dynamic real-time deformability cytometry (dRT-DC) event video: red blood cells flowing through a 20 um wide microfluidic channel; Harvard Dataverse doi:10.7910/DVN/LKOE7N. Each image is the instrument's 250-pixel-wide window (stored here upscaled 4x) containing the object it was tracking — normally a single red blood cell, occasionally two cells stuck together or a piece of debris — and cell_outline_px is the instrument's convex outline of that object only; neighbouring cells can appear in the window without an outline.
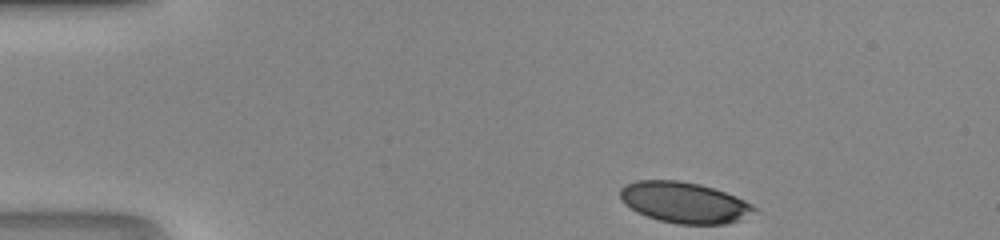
{"species": "human", "species_latin": "Homo sapiens", "temperature_condition": "room temperature", "stored_images_in_passage": 40, "camera_frame_rate_fps": 3000, "um_per_image_px": 0.085, "donor": {"sex": "male"}, "frame": {"image": 1, "passage_image": 1, "time_ms": 0.0, "image_size_px": [1000, 240], "cell_outline_px": [[760, 212], [728, 224], [676, 224], [660, 220], [636, 212], [624, 204], [620, 196], [620, 188], [624, 184], [636, 180], [680, 180], [700, 184], [736, 196], [752, 204]], "centroid_in_image_um": [58.18, 17.21], "position_along_channel_um": 26.8, "area_um2": 32.25}}
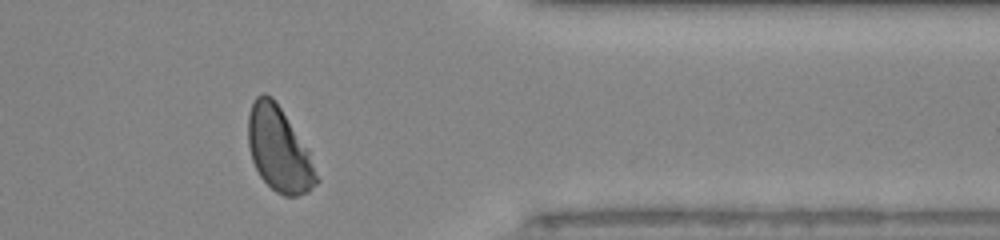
{"frame": {"image": 2, "passage_image": 32, "time_ms": 10.333, "image_size_px": [1000, 240], "cell_outline_px": [[320, 180], [308, 192], [296, 196], [284, 196], [276, 192], [260, 176], [252, 160], [248, 144], [248, 116], [252, 104], [256, 96], [264, 92], [272, 96], [276, 100], [308, 152]], "centroid_in_image_um": [23.69, 12.7], "position_along_channel_um": 387.7, "area_um2": 33.23}}
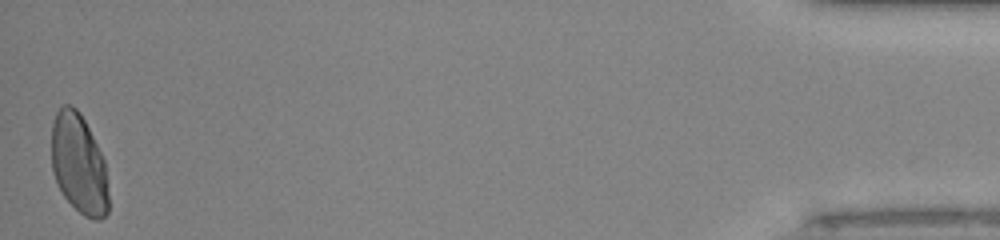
{"frame": {"image": 3, "passage_image": 40, "time_ms": 13.0, "image_size_px": [1000, 240], "cell_outline_px": [[108, 212], [100, 220], [92, 220], [84, 216], [64, 196], [52, 172], [52, 124], [56, 112], [64, 104], [72, 104], [80, 112], [104, 160], [108, 192]], "centroid_in_image_um": [6.7, 13.94], "position_along_channel_um": 428.5, "area_um2": 32.95}}